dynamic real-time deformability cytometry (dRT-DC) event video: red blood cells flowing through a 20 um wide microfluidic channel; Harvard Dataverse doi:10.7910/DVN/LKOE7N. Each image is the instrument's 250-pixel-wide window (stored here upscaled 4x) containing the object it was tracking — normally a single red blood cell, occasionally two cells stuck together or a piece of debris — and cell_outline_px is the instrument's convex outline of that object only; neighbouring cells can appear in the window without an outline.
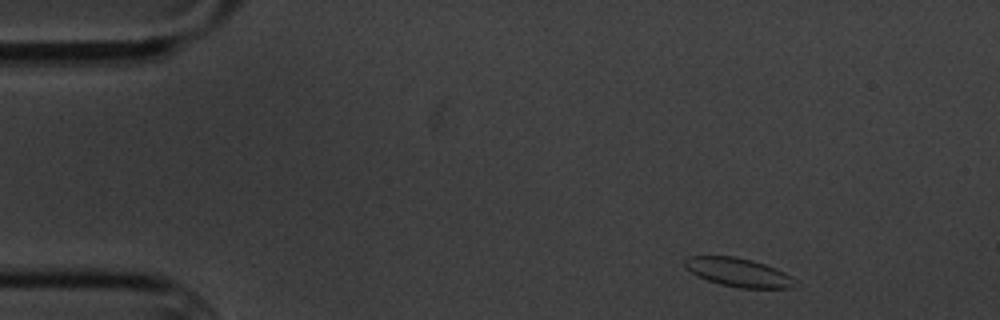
{"species": "common noctule bat (a hibernating species)", "species_latin": "Nyctalus noctula", "temperature_condition": "cold", "stored_images_in_passage": 5, "camera_frame_rate_fps": 3000, "um_per_image_px": 0.085, "animal": {"sex": "male", "body_mass_g": 20.1, "forearm_length_mm": 53.5}, "frame": {"image": 1, "passage_image": 5, "time_ms": 4.667, "image_size_px": [1000, 320], "cell_outline_px": [[800, 284], [792, 288], [740, 288], [720, 284], [696, 276], [684, 268], [684, 260], [688, 256], [736, 256], [752, 260], [776, 268], [792, 276]], "centroid_in_image_um": [62.78, 23.15], "position_along_channel_um": 22.2, "area_um2": 18.73}}